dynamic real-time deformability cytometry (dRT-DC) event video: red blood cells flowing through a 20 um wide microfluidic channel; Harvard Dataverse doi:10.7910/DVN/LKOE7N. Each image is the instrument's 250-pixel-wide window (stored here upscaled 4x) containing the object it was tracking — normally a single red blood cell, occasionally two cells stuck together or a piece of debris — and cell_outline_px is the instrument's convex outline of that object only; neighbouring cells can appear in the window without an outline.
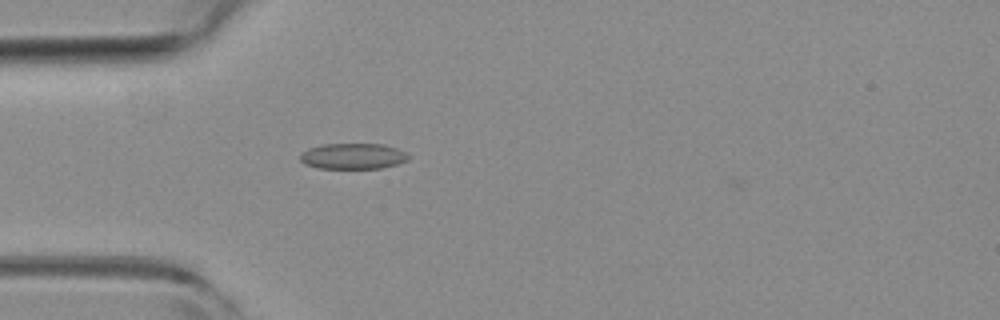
{"species": "common noctule bat (a hibernating species)", "species_latin": "Nyctalus noctula", "temperature_condition": "room temperature", "stored_images_in_passage": 2, "camera_frame_rate_fps": 3000, "um_per_image_px": 0.085, "animal": {"sex": "female", "body_mass_g": 19.3, "forearm_length_mm": 54.1}, "frame": {"image": 1, "passage_image": 2, "time_ms": 0.333, "image_size_px": [1000, 320], "cell_outline_px": [[408, 160], [396, 164], [380, 168], [316, 168], [304, 164], [300, 160], [300, 152], [308, 148], [324, 144], [384, 144], [396, 148], [404, 152], [408, 156]], "centroid_in_image_um": [29.95, 13.27], "position_along_channel_um": 55.1, "area_um2": 16.24}}